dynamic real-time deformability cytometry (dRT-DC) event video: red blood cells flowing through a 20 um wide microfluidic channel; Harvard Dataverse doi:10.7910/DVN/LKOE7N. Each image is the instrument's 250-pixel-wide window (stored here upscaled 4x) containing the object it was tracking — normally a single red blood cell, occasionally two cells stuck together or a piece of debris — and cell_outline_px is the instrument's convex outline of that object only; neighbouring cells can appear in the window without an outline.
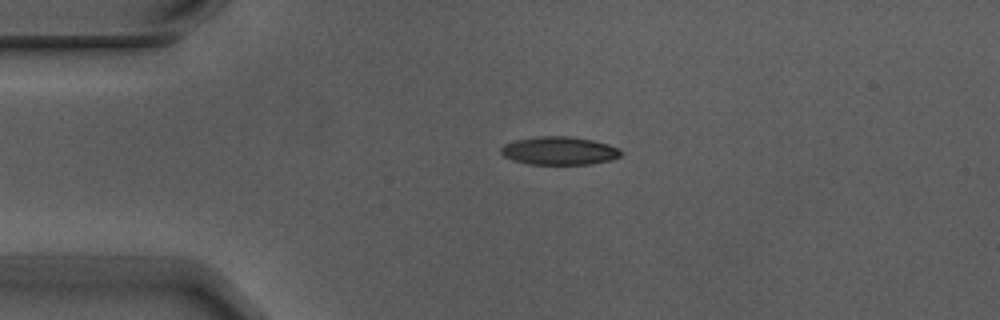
{"species": "Egyptian fruit bat (a non-hibernating species)", "species_latin": "Rousettus aegyptiacus", "temperature_condition": "warm", "stored_images_in_passage": 2, "camera_frame_rate_fps": 3000, "um_per_image_px": 0.085, "animal": {"sex": "male"}, "frame": {"image": 1, "passage_image": 1, "time_ms": 0.0, "image_size_px": [1000, 320], "cell_outline_px": [[624, 152], [620, 156], [608, 160], [592, 164], [528, 164], [512, 160], [504, 156], [500, 152], [500, 148], [504, 144], [516, 140], [536, 136], [572, 136], [592, 140], [608, 144]], "centroid_in_image_um": [47.51, 12.81], "position_along_channel_um": 37.5, "area_um2": 19.71}}